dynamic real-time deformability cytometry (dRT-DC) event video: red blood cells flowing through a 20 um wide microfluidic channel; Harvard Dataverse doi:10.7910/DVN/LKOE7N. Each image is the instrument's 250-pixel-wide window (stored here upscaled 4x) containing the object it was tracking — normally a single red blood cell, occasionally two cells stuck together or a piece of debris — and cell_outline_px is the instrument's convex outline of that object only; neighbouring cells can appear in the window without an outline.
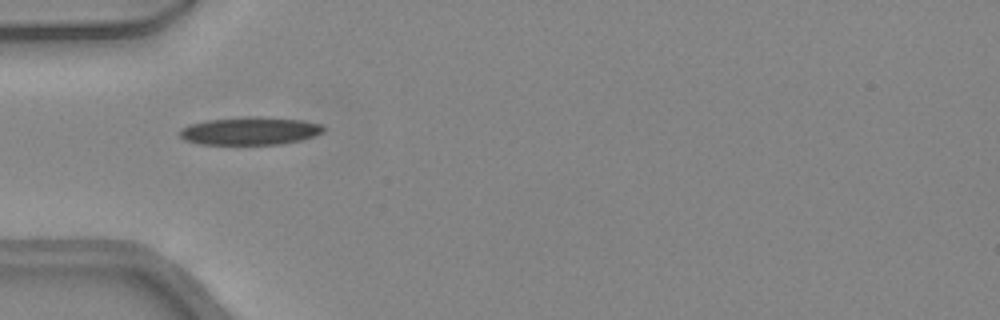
{"species": "common noctule bat (a hibernating species)", "species_latin": "Nyctalus noctula", "temperature_condition": "warm", "stored_images_in_passage": 33, "camera_frame_rate_fps": 3000, "um_per_image_px": 0.085, "animal": {"sex": "female", "body_mass_g": 24.6, "forearm_length_mm": 56.2}, "frame": {"image": 1, "passage_image": 1, "time_ms": 0.0, "image_size_px": [1000, 320], "cell_outline_px": [[324, 132], [316, 136], [300, 140], [280, 144], [200, 144], [184, 140], [180, 136], [180, 128], [188, 124], [208, 120], [244, 116], [260, 116], [304, 120], [324, 124]], "centroid_in_image_um": [21.28, 11.11], "position_along_channel_um": 63.7, "area_um2": 23.7}}
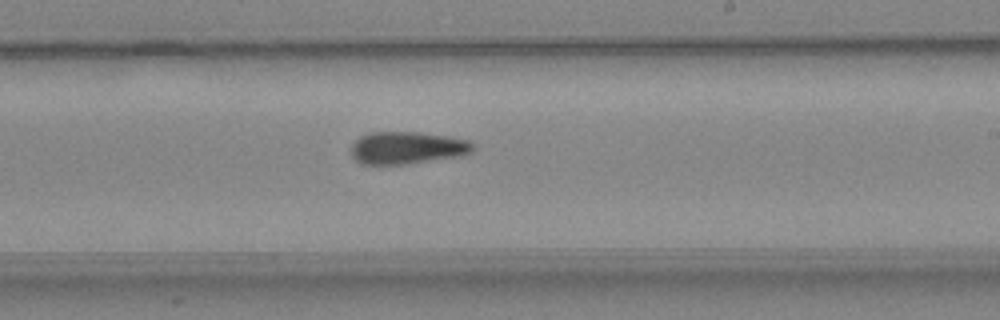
{"frame": {"image": 2, "passage_image": 14, "time_ms": 4.333, "image_size_px": [1000, 320], "cell_outline_px": [[476, 148], [472, 152], [460, 156], [408, 164], [360, 164], [352, 156], [352, 144], [360, 136], [368, 132], [420, 132], [448, 136], [468, 140], [476, 144]], "centroid_in_image_um": [34.65, 12.56], "position_along_channel_um": 254.4, "area_um2": 23.24}}
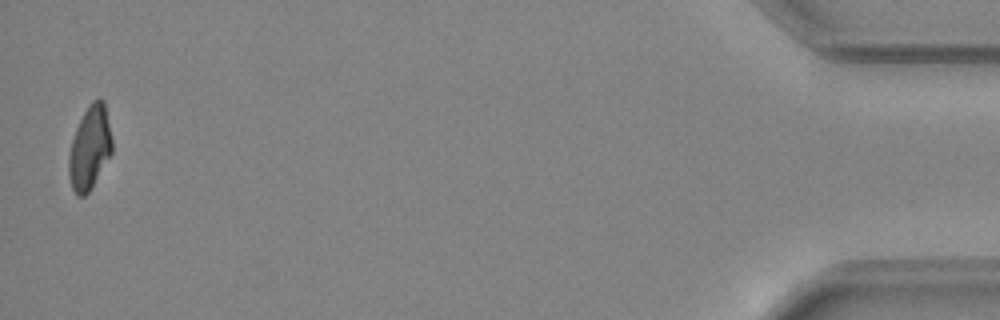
{"frame": {"image": 3, "passage_image": 32, "time_ms": 10.333, "image_size_px": [1000, 320], "cell_outline_px": [[112, 152], [92, 188], [84, 196], [76, 196], [72, 188], [68, 176], [68, 156], [72, 140], [76, 128], [88, 104], [92, 100], [100, 96], [104, 100], [112, 140]], "centroid_in_image_um": [7.62, 12.56], "position_along_channel_um": 427.6, "area_um2": 21.21}, "authors_computed_cell_mechanics": {"area_um2": 22.5998, "velocity_mm_per_s": 4.4204, "shape_relaxation_time_tau1_ms": null, "shape_relaxation_time_tau2_ms": 6.3739, "deformation_change_tau1": null, "deformation_change_tau2": 0.1483}}